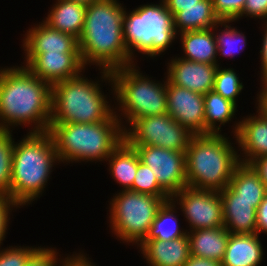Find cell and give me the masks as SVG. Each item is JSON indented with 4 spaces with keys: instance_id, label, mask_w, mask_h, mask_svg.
<instances>
[{
    "instance_id": "6da1fadb",
    "label": "cell",
    "mask_w": 267,
    "mask_h": 266,
    "mask_svg": "<svg viewBox=\"0 0 267 266\" xmlns=\"http://www.w3.org/2000/svg\"><path fill=\"white\" fill-rule=\"evenodd\" d=\"M125 8L117 0H97L86 7L85 21L78 39L84 66L114 71L133 64L124 42Z\"/></svg>"
},
{
    "instance_id": "7a4b0ae2",
    "label": "cell",
    "mask_w": 267,
    "mask_h": 266,
    "mask_svg": "<svg viewBox=\"0 0 267 266\" xmlns=\"http://www.w3.org/2000/svg\"><path fill=\"white\" fill-rule=\"evenodd\" d=\"M52 86L27 67L0 72V130L32 123L31 133L47 132L51 119ZM10 126V127H9Z\"/></svg>"
},
{
    "instance_id": "3957f363",
    "label": "cell",
    "mask_w": 267,
    "mask_h": 266,
    "mask_svg": "<svg viewBox=\"0 0 267 266\" xmlns=\"http://www.w3.org/2000/svg\"><path fill=\"white\" fill-rule=\"evenodd\" d=\"M116 113L97 123L50 124L47 132L59 162L106 161L124 139L126 127Z\"/></svg>"
},
{
    "instance_id": "277c9868",
    "label": "cell",
    "mask_w": 267,
    "mask_h": 266,
    "mask_svg": "<svg viewBox=\"0 0 267 266\" xmlns=\"http://www.w3.org/2000/svg\"><path fill=\"white\" fill-rule=\"evenodd\" d=\"M57 161L59 158L48 132L27 133L13 149L9 197L19 206L37 200Z\"/></svg>"
},
{
    "instance_id": "5b68a950",
    "label": "cell",
    "mask_w": 267,
    "mask_h": 266,
    "mask_svg": "<svg viewBox=\"0 0 267 266\" xmlns=\"http://www.w3.org/2000/svg\"><path fill=\"white\" fill-rule=\"evenodd\" d=\"M228 139L222 133L191 137L185 152L188 187L221 191L228 186L240 164L238 152Z\"/></svg>"
},
{
    "instance_id": "8992f818",
    "label": "cell",
    "mask_w": 267,
    "mask_h": 266,
    "mask_svg": "<svg viewBox=\"0 0 267 266\" xmlns=\"http://www.w3.org/2000/svg\"><path fill=\"white\" fill-rule=\"evenodd\" d=\"M81 75L52 85L50 124L97 123L114 113L99 81Z\"/></svg>"
},
{
    "instance_id": "52a82bcc",
    "label": "cell",
    "mask_w": 267,
    "mask_h": 266,
    "mask_svg": "<svg viewBox=\"0 0 267 266\" xmlns=\"http://www.w3.org/2000/svg\"><path fill=\"white\" fill-rule=\"evenodd\" d=\"M101 78L112 86L122 117L131 124L135 119L167 113L166 81L156 82L142 75L136 65L114 71L102 70Z\"/></svg>"
},
{
    "instance_id": "ba28073f",
    "label": "cell",
    "mask_w": 267,
    "mask_h": 266,
    "mask_svg": "<svg viewBox=\"0 0 267 266\" xmlns=\"http://www.w3.org/2000/svg\"><path fill=\"white\" fill-rule=\"evenodd\" d=\"M123 33L131 60L136 50L152 58L161 55L177 35L173 15L163 0L159 4L140 5L129 14L125 10Z\"/></svg>"
},
{
    "instance_id": "9c48e42d",
    "label": "cell",
    "mask_w": 267,
    "mask_h": 266,
    "mask_svg": "<svg viewBox=\"0 0 267 266\" xmlns=\"http://www.w3.org/2000/svg\"><path fill=\"white\" fill-rule=\"evenodd\" d=\"M171 198L120 190L110 201V223L121 241L139 245L146 237L157 211Z\"/></svg>"
},
{
    "instance_id": "30bf717a",
    "label": "cell",
    "mask_w": 267,
    "mask_h": 266,
    "mask_svg": "<svg viewBox=\"0 0 267 266\" xmlns=\"http://www.w3.org/2000/svg\"><path fill=\"white\" fill-rule=\"evenodd\" d=\"M129 126L130 129L124 130V139L130 145L157 146L186 152L193 136L168 113L135 119Z\"/></svg>"
},
{
    "instance_id": "8fae6325",
    "label": "cell",
    "mask_w": 267,
    "mask_h": 266,
    "mask_svg": "<svg viewBox=\"0 0 267 266\" xmlns=\"http://www.w3.org/2000/svg\"><path fill=\"white\" fill-rule=\"evenodd\" d=\"M171 199L180 205L179 208L189 223L190 231L224 226L219 191L186 186L175 193Z\"/></svg>"
},
{
    "instance_id": "7c38bea8",
    "label": "cell",
    "mask_w": 267,
    "mask_h": 266,
    "mask_svg": "<svg viewBox=\"0 0 267 266\" xmlns=\"http://www.w3.org/2000/svg\"><path fill=\"white\" fill-rule=\"evenodd\" d=\"M157 178L158 184L172 197L187 186L185 152L157 146L131 145Z\"/></svg>"
},
{
    "instance_id": "4fadbf2b",
    "label": "cell",
    "mask_w": 267,
    "mask_h": 266,
    "mask_svg": "<svg viewBox=\"0 0 267 266\" xmlns=\"http://www.w3.org/2000/svg\"><path fill=\"white\" fill-rule=\"evenodd\" d=\"M167 113L193 135L205 134L204 95L166 79Z\"/></svg>"
},
{
    "instance_id": "5bb4252c",
    "label": "cell",
    "mask_w": 267,
    "mask_h": 266,
    "mask_svg": "<svg viewBox=\"0 0 267 266\" xmlns=\"http://www.w3.org/2000/svg\"><path fill=\"white\" fill-rule=\"evenodd\" d=\"M25 67L51 86L82 74L80 53H25Z\"/></svg>"
},
{
    "instance_id": "9a60e30c",
    "label": "cell",
    "mask_w": 267,
    "mask_h": 266,
    "mask_svg": "<svg viewBox=\"0 0 267 266\" xmlns=\"http://www.w3.org/2000/svg\"><path fill=\"white\" fill-rule=\"evenodd\" d=\"M167 68L166 78L171 84L205 95L214 88L218 65L175 57L168 63Z\"/></svg>"
},
{
    "instance_id": "2e32d148",
    "label": "cell",
    "mask_w": 267,
    "mask_h": 266,
    "mask_svg": "<svg viewBox=\"0 0 267 266\" xmlns=\"http://www.w3.org/2000/svg\"><path fill=\"white\" fill-rule=\"evenodd\" d=\"M258 114L247 116L233 128L236 144L243 151L240 163L250 165L259 157L267 155V116L259 109ZM246 156V157H245Z\"/></svg>"
},
{
    "instance_id": "e0dca14e",
    "label": "cell",
    "mask_w": 267,
    "mask_h": 266,
    "mask_svg": "<svg viewBox=\"0 0 267 266\" xmlns=\"http://www.w3.org/2000/svg\"><path fill=\"white\" fill-rule=\"evenodd\" d=\"M219 193L223 227L233 234H256V210L262 201L235 200V193L228 186Z\"/></svg>"
},
{
    "instance_id": "ac0fdd59",
    "label": "cell",
    "mask_w": 267,
    "mask_h": 266,
    "mask_svg": "<svg viewBox=\"0 0 267 266\" xmlns=\"http://www.w3.org/2000/svg\"><path fill=\"white\" fill-rule=\"evenodd\" d=\"M25 35L24 53H80L77 38L50 27L44 21L27 30Z\"/></svg>"
},
{
    "instance_id": "d6986e66",
    "label": "cell",
    "mask_w": 267,
    "mask_h": 266,
    "mask_svg": "<svg viewBox=\"0 0 267 266\" xmlns=\"http://www.w3.org/2000/svg\"><path fill=\"white\" fill-rule=\"evenodd\" d=\"M138 246L149 266H184L191 255L188 235L170 241H142Z\"/></svg>"
},
{
    "instance_id": "ffe728a7",
    "label": "cell",
    "mask_w": 267,
    "mask_h": 266,
    "mask_svg": "<svg viewBox=\"0 0 267 266\" xmlns=\"http://www.w3.org/2000/svg\"><path fill=\"white\" fill-rule=\"evenodd\" d=\"M219 26H221V22L210 29L178 33L181 36V47L185 54L181 58L192 62L219 65L218 59H216L218 54L214 32Z\"/></svg>"
},
{
    "instance_id": "44dd1931",
    "label": "cell",
    "mask_w": 267,
    "mask_h": 266,
    "mask_svg": "<svg viewBox=\"0 0 267 266\" xmlns=\"http://www.w3.org/2000/svg\"><path fill=\"white\" fill-rule=\"evenodd\" d=\"M263 248L258 234L229 233L222 266H259Z\"/></svg>"
},
{
    "instance_id": "7402d4cb",
    "label": "cell",
    "mask_w": 267,
    "mask_h": 266,
    "mask_svg": "<svg viewBox=\"0 0 267 266\" xmlns=\"http://www.w3.org/2000/svg\"><path fill=\"white\" fill-rule=\"evenodd\" d=\"M55 3L44 22L58 31L79 39L85 21L87 5L69 0H57Z\"/></svg>"
},
{
    "instance_id": "603a6c76",
    "label": "cell",
    "mask_w": 267,
    "mask_h": 266,
    "mask_svg": "<svg viewBox=\"0 0 267 266\" xmlns=\"http://www.w3.org/2000/svg\"><path fill=\"white\" fill-rule=\"evenodd\" d=\"M187 235L191 255L223 261L229 241V232L224 227L193 230Z\"/></svg>"
},
{
    "instance_id": "cb8c5ba5",
    "label": "cell",
    "mask_w": 267,
    "mask_h": 266,
    "mask_svg": "<svg viewBox=\"0 0 267 266\" xmlns=\"http://www.w3.org/2000/svg\"><path fill=\"white\" fill-rule=\"evenodd\" d=\"M173 19L176 34L210 29L221 22L214 13L212 0H201L197 6L180 7Z\"/></svg>"
},
{
    "instance_id": "d4e9b609",
    "label": "cell",
    "mask_w": 267,
    "mask_h": 266,
    "mask_svg": "<svg viewBox=\"0 0 267 266\" xmlns=\"http://www.w3.org/2000/svg\"><path fill=\"white\" fill-rule=\"evenodd\" d=\"M109 161V171L123 188L129 190L133 186L134 177L137 172L138 153L125 139L113 150L106 159Z\"/></svg>"
},
{
    "instance_id": "484cf974",
    "label": "cell",
    "mask_w": 267,
    "mask_h": 266,
    "mask_svg": "<svg viewBox=\"0 0 267 266\" xmlns=\"http://www.w3.org/2000/svg\"><path fill=\"white\" fill-rule=\"evenodd\" d=\"M228 187L235 193V200L263 201L267 189L251 165L240 163L234 170Z\"/></svg>"
},
{
    "instance_id": "4316f807",
    "label": "cell",
    "mask_w": 267,
    "mask_h": 266,
    "mask_svg": "<svg viewBox=\"0 0 267 266\" xmlns=\"http://www.w3.org/2000/svg\"><path fill=\"white\" fill-rule=\"evenodd\" d=\"M176 202L165 201L157 211L156 217L143 241L153 239L170 241L187 235V230L180 229L175 212ZM176 215V216H175ZM182 230V231H181Z\"/></svg>"
},
{
    "instance_id": "83f0119b",
    "label": "cell",
    "mask_w": 267,
    "mask_h": 266,
    "mask_svg": "<svg viewBox=\"0 0 267 266\" xmlns=\"http://www.w3.org/2000/svg\"><path fill=\"white\" fill-rule=\"evenodd\" d=\"M204 109L205 134H219L221 133L219 132L220 125H225V123L234 118L237 106L214 90H211L204 95ZM217 122H219L218 126H216Z\"/></svg>"
},
{
    "instance_id": "f1b7e54d",
    "label": "cell",
    "mask_w": 267,
    "mask_h": 266,
    "mask_svg": "<svg viewBox=\"0 0 267 266\" xmlns=\"http://www.w3.org/2000/svg\"><path fill=\"white\" fill-rule=\"evenodd\" d=\"M14 146L12 130H0V195H10Z\"/></svg>"
},
{
    "instance_id": "f546056e",
    "label": "cell",
    "mask_w": 267,
    "mask_h": 266,
    "mask_svg": "<svg viewBox=\"0 0 267 266\" xmlns=\"http://www.w3.org/2000/svg\"><path fill=\"white\" fill-rule=\"evenodd\" d=\"M228 23H231V21H221V27L223 26L224 30L217 32L219 34L215 32L217 54L233 58L236 53H239L246 46V37Z\"/></svg>"
},
{
    "instance_id": "4dcf8cb0",
    "label": "cell",
    "mask_w": 267,
    "mask_h": 266,
    "mask_svg": "<svg viewBox=\"0 0 267 266\" xmlns=\"http://www.w3.org/2000/svg\"><path fill=\"white\" fill-rule=\"evenodd\" d=\"M129 190L142 194L158 196L160 198H171V196L158 184L153 171L140 161L139 155L137 172L134 177L133 186Z\"/></svg>"
},
{
    "instance_id": "1f68e13d",
    "label": "cell",
    "mask_w": 267,
    "mask_h": 266,
    "mask_svg": "<svg viewBox=\"0 0 267 266\" xmlns=\"http://www.w3.org/2000/svg\"><path fill=\"white\" fill-rule=\"evenodd\" d=\"M221 68L218 65L213 90L237 106L236 97H238L244 88L243 84L242 82L240 83L239 77H237L238 75L234 69Z\"/></svg>"
},
{
    "instance_id": "d6a6232c",
    "label": "cell",
    "mask_w": 267,
    "mask_h": 266,
    "mask_svg": "<svg viewBox=\"0 0 267 266\" xmlns=\"http://www.w3.org/2000/svg\"><path fill=\"white\" fill-rule=\"evenodd\" d=\"M41 247H18L0 249V266H25Z\"/></svg>"
},
{
    "instance_id": "836d02e7",
    "label": "cell",
    "mask_w": 267,
    "mask_h": 266,
    "mask_svg": "<svg viewBox=\"0 0 267 266\" xmlns=\"http://www.w3.org/2000/svg\"><path fill=\"white\" fill-rule=\"evenodd\" d=\"M246 0H212L215 15L220 21L240 19Z\"/></svg>"
},
{
    "instance_id": "e575fe53",
    "label": "cell",
    "mask_w": 267,
    "mask_h": 266,
    "mask_svg": "<svg viewBox=\"0 0 267 266\" xmlns=\"http://www.w3.org/2000/svg\"><path fill=\"white\" fill-rule=\"evenodd\" d=\"M56 249L41 247L26 263L25 266H57L59 263Z\"/></svg>"
},
{
    "instance_id": "d590c367",
    "label": "cell",
    "mask_w": 267,
    "mask_h": 266,
    "mask_svg": "<svg viewBox=\"0 0 267 266\" xmlns=\"http://www.w3.org/2000/svg\"><path fill=\"white\" fill-rule=\"evenodd\" d=\"M12 207L20 208V206L9 196L0 195V245L5 239L8 223L10 220V210L12 209Z\"/></svg>"
},
{
    "instance_id": "8d00e7d4",
    "label": "cell",
    "mask_w": 267,
    "mask_h": 266,
    "mask_svg": "<svg viewBox=\"0 0 267 266\" xmlns=\"http://www.w3.org/2000/svg\"><path fill=\"white\" fill-rule=\"evenodd\" d=\"M267 21V0H246L242 16Z\"/></svg>"
},
{
    "instance_id": "74e56055",
    "label": "cell",
    "mask_w": 267,
    "mask_h": 266,
    "mask_svg": "<svg viewBox=\"0 0 267 266\" xmlns=\"http://www.w3.org/2000/svg\"><path fill=\"white\" fill-rule=\"evenodd\" d=\"M257 234L267 233V194L256 210Z\"/></svg>"
},
{
    "instance_id": "f35d334b",
    "label": "cell",
    "mask_w": 267,
    "mask_h": 266,
    "mask_svg": "<svg viewBox=\"0 0 267 266\" xmlns=\"http://www.w3.org/2000/svg\"><path fill=\"white\" fill-rule=\"evenodd\" d=\"M89 258H86V255L81 254V252L78 254L76 253L73 256H67L62 261H60L59 266H96L94 263L90 262L88 260ZM64 260V261H63Z\"/></svg>"
},
{
    "instance_id": "ab89813d",
    "label": "cell",
    "mask_w": 267,
    "mask_h": 266,
    "mask_svg": "<svg viewBox=\"0 0 267 266\" xmlns=\"http://www.w3.org/2000/svg\"><path fill=\"white\" fill-rule=\"evenodd\" d=\"M173 17L180 12V7L197 6L201 0H163Z\"/></svg>"
},
{
    "instance_id": "60d3db41",
    "label": "cell",
    "mask_w": 267,
    "mask_h": 266,
    "mask_svg": "<svg viewBox=\"0 0 267 266\" xmlns=\"http://www.w3.org/2000/svg\"><path fill=\"white\" fill-rule=\"evenodd\" d=\"M250 165L259 174L261 181L267 189V155L257 158Z\"/></svg>"
},
{
    "instance_id": "b9f144b4",
    "label": "cell",
    "mask_w": 267,
    "mask_h": 266,
    "mask_svg": "<svg viewBox=\"0 0 267 266\" xmlns=\"http://www.w3.org/2000/svg\"><path fill=\"white\" fill-rule=\"evenodd\" d=\"M184 266H222L218 260L190 255Z\"/></svg>"
},
{
    "instance_id": "7bdbcfd3",
    "label": "cell",
    "mask_w": 267,
    "mask_h": 266,
    "mask_svg": "<svg viewBox=\"0 0 267 266\" xmlns=\"http://www.w3.org/2000/svg\"><path fill=\"white\" fill-rule=\"evenodd\" d=\"M265 23V30H264V38H263V43H262V49L260 50V55H261V66H262V70H261V79H266L267 78V21L264 22Z\"/></svg>"
},
{
    "instance_id": "ee69618b",
    "label": "cell",
    "mask_w": 267,
    "mask_h": 266,
    "mask_svg": "<svg viewBox=\"0 0 267 266\" xmlns=\"http://www.w3.org/2000/svg\"><path fill=\"white\" fill-rule=\"evenodd\" d=\"M263 83L262 90L259 92L257 102L259 108L267 116V80H261Z\"/></svg>"
},
{
    "instance_id": "f6af8a7d",
    "label": "cell",
    "mask_w": 267,
    "mask_h": 266,
    "mask_svg": "<svg viewBox=\"0 0 267 266\" xmlns=\"http://www.w3.org/2000/svg\"><path fill=\"white\" fill-rule=\"evenodd\" d=\"M69 1H75V2L83 3L85 5H89L90 3L97 1V0H69Z\"/></svg>"
}]
</instances>
